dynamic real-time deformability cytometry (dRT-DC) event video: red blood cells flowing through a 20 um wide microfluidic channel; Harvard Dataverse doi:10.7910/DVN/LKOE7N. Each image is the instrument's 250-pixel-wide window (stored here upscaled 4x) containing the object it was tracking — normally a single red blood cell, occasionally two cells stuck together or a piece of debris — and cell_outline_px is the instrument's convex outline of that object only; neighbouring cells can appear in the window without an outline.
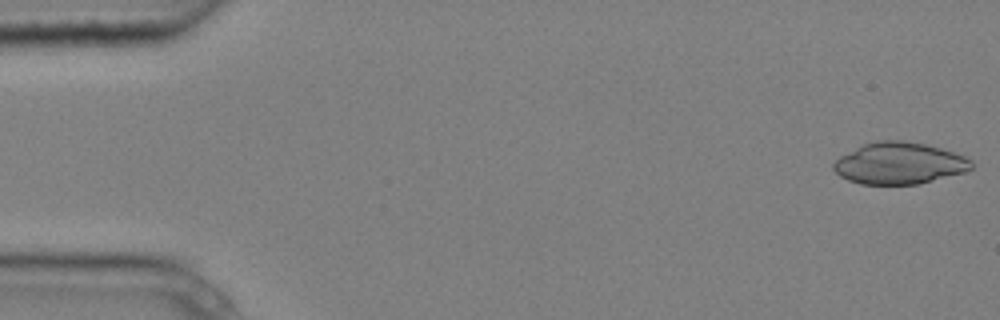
{"species": "common noctule bat (a hibernating species)", "species_latin": "Nyctalus noctula", "temperature_condition": "cold", "stored_images_in_passage": 4, "camera_frame_rate_fps": 3000, "um_per_image_px": 0.085, "animal": {"sex": "male", "body_mass_g": 20.4}, "frame": {"image": 1, "passage_image": 1, "time_ms": 0.0, "image_size_px": [1000, 320], "cell_outline_px": [[972, 168], [964, 172], [916, 184], [860, 184], [848, 180], [840, 176], [832, 168], [832, 164], [840, 156], [864, 144], [876, 140], [904, 140], [924, 144], [940, 148], [964, 156], [972, 160]], "centroid_in_image_um": [76.41, 13.87], "position_along_channel_um": 8.6, "area_um2": 33.23}}